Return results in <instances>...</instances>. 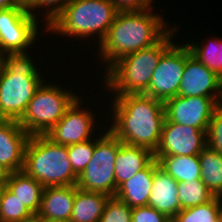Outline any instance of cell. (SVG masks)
<instances>
[{
  "label": "cell",
  "mask_w": 222,
  "mask_h": 222,
  "mask_svg": "<svg viewBox=\"0 0 222 222\" xmlns=\"http://www.w3.org/2000/svg\"><path fill=\"white\" fill-rule=\"evenodd\" d=\"M112 119L108 128L122 142L150 149L153 153L160 142L165 121L164 102L144 93L115 95Z\"/></svg>",
  "instance_id": "6da1fadb"
},
{
  "label": "cell",
  "mask_w": 222,
  "mask_h": 222,
  "mask_svg": "<svg viewBox=\"0 0 222 222\" xmlns=\"http://www.w3.org/2000/svg\"><path fill=\"white\" fill-rule=\"evenodd\" d=\"M154 11H118L105 38L98 44L100 59L97 60L106 64L104 72L116 60L156 44L172 29L163 15Z\"/></svg>",
  "instance_id": "7a4b0ae2"
},
{
  "label": "cell",
  "mask_w": 222,
  "mask_h": 222,
  "mask_svg": "<svg viewBox=\"0 0 222 222\" xmlns=\"http://www.w3.org/2000/svg\"><path fill=\"white\" fill-rule=\"evenodd\" d=\"M31 55L0 56V119L19 121L33 95L44 82Z\"/></svg>",
  "instance_id": "3957f363"
},
{
  "label": "cell",
  "mask_w": 222,
  "mask_h": 222,
  "mask_svg": "<svg viewBox=\"0 0 222 222\" xmlns=\"http://www.w3.org/2000/svg\"><path fill=\"white\" fill-rule=\"evenodd\" d=\"M173 26L156 44L116 60L104 72L102 87L106 86L105 90H110V93H113L112 97L145 93L161 56L175 43L172 40L178 30V25Z\"/></svg>",
  "instance_id": "277c9868"
},
{
  "label": "cell",
  "mask_w": 222,
  "mask_h": 222,
  "mask_svg": "<svg viewBox=\"0 0 222 222\" xmlns=\"http://www.w3.org/2000/svg\"><path fill=\"white\" fill-rule=\"evenodd\" d=\"M117 13V8L110 0H71L44 30L74 39L80 37L84 41L95 36L100 44Z\"/></svg>",
  "instance_id": "5b68a950"
},
{
  "label": "cell",
  "mask_w": 222,
  "mask_h": 222,
  "mask_svg": "<svg viewBox=\"0 0 222 222\" xmlns=\"http://www.w3.org/2000/svg\"><path fill=\"white\" fill-rule=\"evenodd\" d=\"M22 171L44 187L76 185L67 146L54 143L46 135L30 136L24 153Z\"/></svg>",
  "instance_id": "8992f818"
},
{
  "label": "cell",
  "mask_w": 222,
  "mask_h": 222,
  "mask_svg": "<svg viewBox=\"0 0 222 222\" xmlns=\"http://www.w3.org/2000/svg\"><path fill=\"white\" fill-rule=\"evenodd\" d=\"M52 83L54 82L44 81L41 84L18 121L30 136L46 135L79 97L70 89L61 88L59 84Z\"/></svg>",
  "instance_id": "52a82bcc"
},
{
  "label": "cell",
  "mask_w": 222,
  "mask_h": 222,
  "mask_svg": "<svg viewBox=\"0 0 222 222\" xmlns=\"http://www.w3.org/2000/svg\"><path fill=\"white\" fill-rule=\"evenodd\" d=\"M104 128V134L100 132V137H94L93 156L78 176L76 186L113 197L116 194L115 157L122 142L107 127Z\"/></svg>",
  "instance_id": "ba28073f"
},
{
  "label": "cell",
  "mask_w": 222,
  "mask_h": 222,
  "mask_svg": "<svg viewBox=\"0 0 222 222\" xmlns=\"http://www.w3.org/2000/svg\"><path fill=\"white\" fill-rule=\"evenodd\" d=\"M39 27L38 19L22 8L0 9V56L27 52L38 39Z\"/></svg>",
  "instance_id": "9c48e42d"
},
{
  "label": "cell",
  "mask_w": 222,
  "mask_h": 222,
  "mask_svg": "<svg viewBox=\"0 0 222 222\" xmlns=\"http://www.w3.org/2000/svg\"><path fill=\"white\" fill-rule=\"evenodd\" d=\"M186 63V44L174 43L155 68L148 90L144 93L165 102L178 95Z\"/></svg>",
  "instance_id": "30bf717a"
},
{
  "label": "cell",
  "mask_w": 222,
  "mask_h": 222,
  "mask_svg": "<svg viewBox=\"0 0 222 222\" xmlns=\"http://www.w3.org/2000/svg\"><path fill=\"white\" fill-rule=\"evenodd\" d=\"M82 101L79 96L66 110L64 116L46 133L54 143L69 146L85 142L95 136L96 115L90 111L92 109L82 108L81 104L85 102Z\"/></svg>",
  "instance_id": "8fae6325"
},
{
  "label": "cell",
  "mask_w": 222,
  "mask_h": 222,
  "mask_svg": "<svg viewBox=\"0 0 222 222\" xmlns=\"http://www.w3.org/2000/svg\"><path fill=\"white\" fill-rule=\"evenodd\" d=\"M207 130L164 121L154 156L199 155L207 146Z\"/></svg>",
  "instance_id": "7c38bea8"
},
{
  "label": "cell",
  "mask_w": 222,
  "mask_h": 222,
  "mask_svg": "<svg viewBox=\"0 0 222 222\" xmlns=\"http://www.w3.org/2000/svg\"><path fill=\"white\" fill-rule=\"evenodd\" d=\"M217 97L175 96L164 102L165 120L207 130L216 107Z\"/></svg>",
  "instance_id": "4fadbf2b"
},
{
  "label": "cell",
  "mask_w": 222,
  "mask_h": 222,
  "mask_svg": "<svg viewBox=\"0 0 222 222\" xmlns=\"http://www.w3.org/2000/svg\"><path fill=\"white\" fill-rule=\"evenodd\" d=\"M220 77L198 61L186 45V63L178 95L182 97H217Z\"/></svg>",
  "instance_id": "5bb4252c"
},
{
  "label": "cell",
  "mask_w": 222,
  "mask_h": 222,
  "mask_svg": "<svg viewBox=\"0 0 222 222\" xmlns=\"http://www.w3.org/2000/svg\"><path fill=\"white\" fill-rule=\"evenodd\" d=\"M29 137L18 121L0 119V164L11 173L22 171Z\"/></svg>",
  "instance_id": "9a60e30c"
},
{
  "label": "cell",
  "mask_w": 222,
  "mask_h": 222,
  "mask_svg": "<svg viewBox=\"0 0 222 222\" xmlns=\"http://www.w3.org/2000/svg\"><path fill=\"white\" fill-rule=\"evenodd\" d=\"M74 199L75 185L45 187L36 218L40 221L69 222Z\"/></svg>",
  "instance_id": "2e32d148"
},
{
  "label": "cell",
  "mask_w": 222,
  "mask_h": 222,
  "mask_svg": "<svg viewBox=\"0 0 222 222\" xmlns=\"http://www.w3.org/2000/svg\"><path fill=\"white\" fill-rule=\"evenodd\" d=\"M148 206L165 214L171 220L181 210L178 182L159 165L155 168Z\"/></svg>",
  "instance_id": "e0dca14e"
},
{
  "label": "cell",
  "mask_w": 222,
  "mask_h": 222,
  "mask_svg": "<svg viewBox=\"0 0 222 222\" xmlns=\"http://www.w3.org/2000/svg\"><path fill=\"white\" fill-rule=\"evenodd\" d=\"M154 159V153L150 149L122 143L115 157L116 191L122 183L145 169Z\"/></svg>",
  "instance_id": "ac0fdd59"
},
{
  "label": "cell",
  "mask_w": 222,
  "mask_h": 222,
  "mask_svg": "<svg viewBox=\"0 0 222 222\" xmlns=\"http://www.w3.org/2000/svg\"><path fill=\"white\" fill-rule=\"evenodd\" d=\"M158 165V161L154 159L145 169L122 183L117 188L115 197L125 202L131 208L148 205L153 175Z\"/></svg>",
  "instance_id": "d6986e66"
},
{
  "label": "cell",
  "mask_w": 222,
  "mask_h": 222,
  "mask_svg": "<svg viewBox=\"0 0 222 222\" xmlns=\"http://www.w3.org/2000/svg\"><path fill=\"white\" fill-rule=\"evenodd\" d=\"M5 187L14 194L35 216L38 214L44 186L23 171L10 173Z\"/></svg>",
  "instance_id": "ffe728a7"
},
{
  "label": "cell",
  "mask_w": 222,
  "mask_h": 222,
  "mask_svg": "<svg viewBox=\"0 0 222 222\" xmlns=\"http://www.w3.org/2000/svg\"><path fill=\"white\" fill-rule=\"evenodd\" d=\"M110 196L79 189L75 185V199L69 222H99Z\"/></svg>",
  "instance_id": "44dd1931"
},
{
  "label": "cell",
  "mask_w": 222,
  "mask_h": 222,
  "mask_svg": "<svg viewBox=\"0 0 222 222\" xmlns=\"http://www.w3.org/2000/svg\"><path fill=\"white\" fill-rule=\"evenodd\" d=\"M159 166L165 170L175 181L201 179V167L198 155L191 156H154Z\"/></svg>",
  "instance_id": "7402d4cb"
},
{
  "label": "cell",
  "mask_w": 222,
  "mask_h": 222,
  "mask_svg": "<svg viewBox=\"0 0 222 222\" xmlns=\"http://www.w3.org/2000/svg\"><path fill=\"white\" fill-rule=\"evenodd\" d=\"M198 157L201 180L216 196L222 189V155L207 145Z\"/></svg>",
  "instance_id": "603a6c76"
},
{
  "label": "cell",
  "mask_w": 222,
  "mask_h": 222,
  "mask_svg": "<svg viewBox=\"0 0 222 222\" xmlns=\"http://www.w3.org/2000/svg\"><path fill=\"white\" fill-rule=\"evenodd\" d=\"M200 43V45H199ZM185 43L191 55L194 56L198 61L216 73L220 78L222 77V39L216 37V39L208 40L203 42ZM205 43V45H204Z\"/></svg>",
  "instance_id": "cb8c5ba5"
},
{
  "label": "cell",
  "mask_w": 222,
  "mask_h": 222,
  "mask_svg": "<svg viewBox=\"0 0 222 222\" xmlns=\"http://www.w3.org/2000/svg\"><path fill=\"white\" fill-rule=\"evenodd\" d=\"M215 197L201 179H195L185 183L178 182V198L181 209L206 204Z\"/></svg>",
  "instance_id": "d4e9b609"
},
{
  "label": "cell",
  "mask_w": 222,
  "mask_h": 222,
  "mask_svg": "<svg viewBox=\"0 0 222 222\" xmlns=\"http://www.w3.org/2000/svg\"><path fill=\"white\" fill-rule=\"evenodd\" d=\"M36 216L5 186L0 194V222H28Z\"/></svg>",
  "instance_id": "484cf974"
},
{
  "label": "cell",
  "mask_w": 222,
  "mask_h": 222,
  "mask_svg": "<svg viewBox=\"0 0 222 222\" xmlns=\"http://www.w3.org/2000/svg\"><path fill=\"white\" fill-rule=\"evenodd\" d=\"M171 222H222L221 206L215 197L206 204L181 209Z\"/></svg>",
  "instance_id": "4316f807"
},
{
  "label": "cell",
  "mask_w": 222,
  "mask_h": 222,
  "mask_svg": "<svg viewBox=\"0 0 222 222\" xmlns=\"http://www.w3.org/2000/svg\"><path fill=\"white\" fill-rule=\"evenodd\" d=\"M73 171L79 176L90 162L94 152V137L85 142L67 146Z\"/></svg>",
  "instance_id": "83f0119b"
},
{
  "label": "cell",
  "mask_w": 222,
  "mask_h": 222,
  "mask_svg": "<svg viewBox=\"0 0 222 222\" xmlns=\"http://www.w3.org/2000/svg\"><path fill=\"white\" fill-rule=\"evenodd\" d=\"M131 212L132 208L125 202L109 197L99 222H131Z\"/></svg>",
  "instance_id": "f1b7e54d"
},
{
  "label": "cell",
  "mask_w": 222,
  "mask_h": 222,
  "mask_svg": "<svg viewBox=\"0 0 222 222\" xmlns=\"http://www.w3.org/2000/svg\"><path fill=\"white\" fill-rule=\"evenodd\" d=\"M207 145L222 155V110L216 108L206 132Z\"/></svg>",
  "instance_id": "f546056e"
},
{
  "label": "cell",
  "mask_w": 222,
  "mask_h": 222,
  "mask_svg": "<svg viewBox=\"0 0 222 222\" xmlns=\"http://www.w3.org/2000/svg\"><path fill=\"white\" fill-rule=\"evenodd\" d=\"M71 0H37V13L41 8L45 9L44 16L45 28H47L53 20L65 9ZM44 7V8H43Z\"/></svg>",
  "instance_id": "4dcf8cb0"
},
{
  "label": "cell",
  "mask_w": 222,
  "mask_h": 222,
  "mask_svg": "<svg viewBox=\"0 0 222 222\" xmlns=\"http://www.w3.org/2000/svg\"><path fill=\"white\" fill-rule=\"evenodd\" d=\"M131 222H171L165 214L151 206L132 208Z\"/></svg>",
  "instance_id": "1f68e13d"
},
{
  "label": "cell",
  "mask_w": 222,
  "mask_h": 222,
  "mask_svg": "<svg viewBox=\"0 0 222 222\" xmlns=\"http://www.w3.org/2000/svg\"><path fill=\"white\" fill-rule=\"evenodd\" d=\"M118 11H144L153 9L154 0H110Z\"/></svg>",
  "instance_id": "d6a6232c"
},
{
  "label": "cell",
  "mask_w": 222,
  "mask_h": 222,
  "mask_svg": "<svg viewBox=\"0 0 222 222\" xmlns=\"http://www.w3.org/2000/svg\"><path fill=\"white\" fill-rule=\"evenodd\" d=\"M16 5L28 11L32 16L38 19L37 11V0H15ZM36 10V11H35ZM36 13V14H35Z\"/></svg>",
  "instance_id": "836d02e7"
},
{
  "label": "cell",
  "mask_w": 222,
  "mask_h": 222,
  "mask_svg": "<svg viewBox=\"0 0 222 222\" xmlns=\"http://www.w3.org/2000/svg\"><path fill=\"white\" fill-rule=\"evenodd\" d=\"M10 171L4 167L2 164H0V186H5L6 182L9 179Z\"/></svg>",
  "instance_id": "e575fe53"
},
{
  "label": "cell",
  "mask_w": 222,
  "mask_h": 222,
  "mask_svg": "<svg viewBox=\"0 0 222 222\" xmlns=\"http://www.w3.org/2000/svg\"><path fill=\"white\" fill-rule=\"evenodd\" d=\"M18 7L15 0H0V9H9Z\"/></svg>",
  "instance_id": "d590c367"
},
{
  "label": "cell",
  "mask_w": 222,
  "mask_h": 222,
  "mask_svg": "<svg viewBox=\"0 0 222 222\" xmlns=\"http://www.w3.org/2000/svg\"><path fill=\"white\" fill-rule=\"evenodd\" d=\"M216 107L222 110V77L220 79V85L218 89V96L216 99Z\"/></svg>",
  "instance_id": "8d00e7d4"
},
{
  "label": "cell",
  "mask_w": 222,
  "mask_h": 222,
  "mask_svg": "<svg viewBox=\"0 0 222 222\" xmlns=\"http://www.w3.org/2000/svg\"><path fill=\"white\" fill-rule=\"evenodd\" d=\"M216 198L220 205H222V189L219 191V193L216 195Z\"/></svg>",
  "instance_id": "74e56055"
},
{
  "label": "cell",
  "mask_w": 222,
  "mask_h": 222,
  "mask_svg": "<svg viewBox=\"0 0 222 222\" xmlns=\"http://www.w3.org/2000/svg\"><path fill=\"white\" fill-rule=\"evenodd\" d=\"M28 222H39V220L35 217L33 220L28 221Z\"/></svg>",
  "instance_id": "f35d334b"
}]
</instances>
